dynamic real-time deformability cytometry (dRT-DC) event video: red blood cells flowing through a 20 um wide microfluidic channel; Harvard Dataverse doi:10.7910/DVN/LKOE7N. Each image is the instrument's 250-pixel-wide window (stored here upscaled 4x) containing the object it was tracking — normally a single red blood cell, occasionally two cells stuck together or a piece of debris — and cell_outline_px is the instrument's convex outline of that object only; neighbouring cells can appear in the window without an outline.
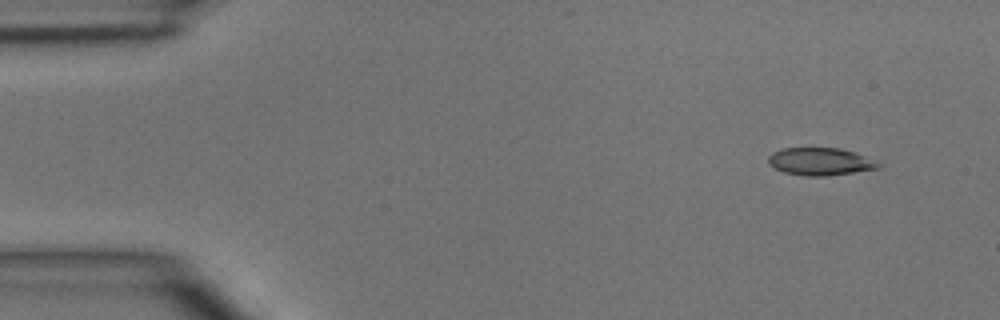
{"species": "common noctule bat (a hibernating species)", "species_latin": "Nyctalus noctula", "temperature_condition": "room temperature", "stored_images_in_passage": 5, "camera_frame_rate_fps": 3000, "um_per_image_px": 0.085, "animal": {"sex": "male", "body_mass_g": 15.6}, "frame": {"image": 1, "passage_image": 1, "time_ms": 0.0, "image_size_px": [1000, 320], "cell_outline_px": [[880, 168], [828, 176], [804, 176], [784, 172], [768, 164], [768, 156], [772, 152], [784, 148], [840, 148], [852, 152], [880, 164]], "centroid_in_image_um": [69.65, 13.74], "position_along_channel_um": 15.4, "area_um2": 17.4}}
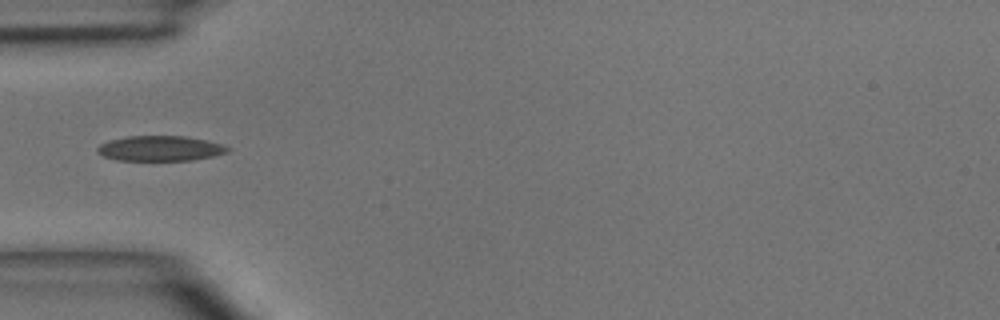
{"frame": {"image": 2, "passage_image": 4, "time_ms": 3.667, "image_size_px": [1000, 320], "cell_outline_px": [[232, 148], [228, 152], [212, 156], [192, 160], [116, 160], [104, 156], [96, 152], [96, 148], [100, 144], [108, 140], [128, 136], [184, 136], [204, 140], [220, 144]], "centroid_in_image_um": [13.57, 12.61], "position_along_channel_um": 71.4, "area_um2": 19.02}}
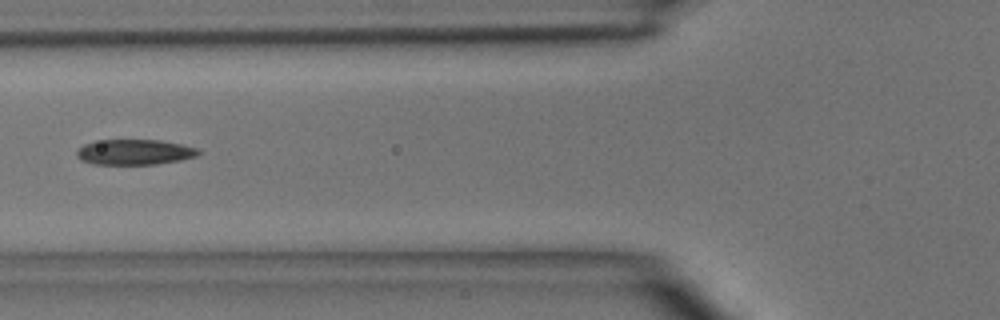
{"frame": {"image": 3, "passage_image": 5, "time_ms": 4.667, "image_size_px": [1000, 320], "cell_outline_px": [[200, 152], [196, 156], [180, 160], [156, 164], [92, 164], [80, 160], [76, 156], [76, 152], [84, 144], [104, 140], [160, 140], [180, 144], [196, 148]], "centroid_in_image_um": [11.41, 12.93], "position_along_channel_um": 114.4, "area_um2": 17.8}}